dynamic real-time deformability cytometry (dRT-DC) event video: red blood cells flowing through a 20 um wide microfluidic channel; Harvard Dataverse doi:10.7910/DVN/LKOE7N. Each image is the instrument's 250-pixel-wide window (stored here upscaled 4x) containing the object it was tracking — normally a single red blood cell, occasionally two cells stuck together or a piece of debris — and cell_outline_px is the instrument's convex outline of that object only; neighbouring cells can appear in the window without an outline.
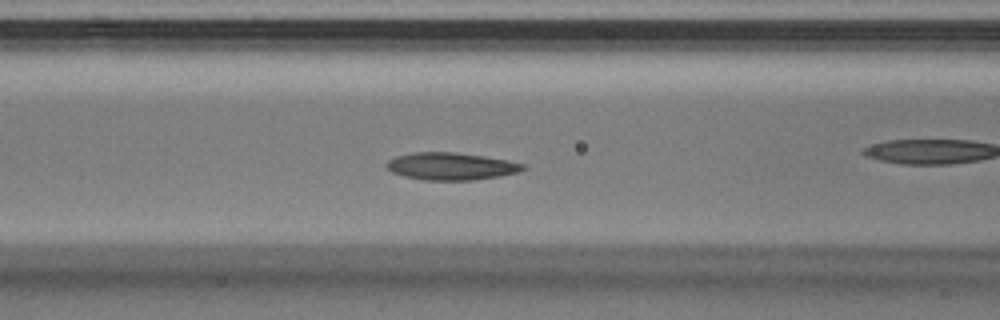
{"species": "Egyptian fruit bat (a non-hibernating species)", "species_latin": "Rousettus aegyptiacus", "temperature_condition": "warm", "stored_images_in_passage": 11, "camera_frame_rate_fps": 3000, "um_per_image_px": 0.085, "animal": {"sex": "male"}, "frame": {"image": 1, "passage_image": 7, "time_ms": 2.0, "image_size_px": [1000, 320], "cell_outline_px": [[528, 168], [520, 172], [500, 176], [472, 180], [424, 180], [404, 176], [392, 172], [384, 164], [388, 160], [396, 156], [412, 152], [456, 152], [484, 156], [508, 160], [524, 164]], "centroid_in_image_um": [38.36, 14.13], "position_along_channel_um": 128.2, "area_um2": 21.91}}